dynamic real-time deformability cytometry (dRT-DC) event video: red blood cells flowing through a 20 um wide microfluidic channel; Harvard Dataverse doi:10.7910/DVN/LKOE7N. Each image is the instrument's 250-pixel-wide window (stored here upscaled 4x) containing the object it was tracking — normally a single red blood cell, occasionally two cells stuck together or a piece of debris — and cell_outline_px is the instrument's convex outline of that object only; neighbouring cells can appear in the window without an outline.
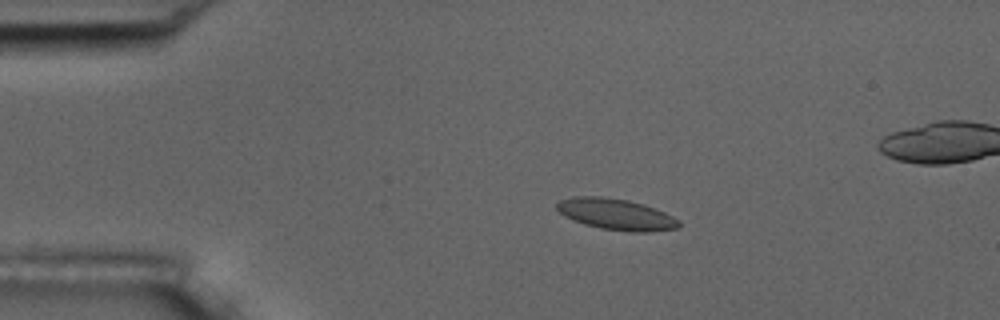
{"species": "common noctule bat (a hibernating species)", "species_latin": "Nyctalus noctula", "temperature_condition": "room temperature", "stored_images_in_passage": 6, "camera_frame_rate_fps": 3000, "um_per_image_px": 0.085, "animal": {"sex": "male", "body_mass_g": 17.5, "forearm_length_mm": 52.3}, "frame": {"image": 1, "passage_image": 4, "time_ms": 3.333, "image_size_px": [1000, 320], "cell_outline_px": [[680, 228], [648, 232], [632, 232], [600, 228], [584, 224], [572, 220], [564, 216], [556, 208], [556, 204], [560, 200], [572, 196], [600, 196], [628, 200], [644, 204], [664, 212], [680, 220]], "centroid_in_image_um": [52.37, 18.21], "position_along_channel_um": 32.6, "area_um2": 22.31}}